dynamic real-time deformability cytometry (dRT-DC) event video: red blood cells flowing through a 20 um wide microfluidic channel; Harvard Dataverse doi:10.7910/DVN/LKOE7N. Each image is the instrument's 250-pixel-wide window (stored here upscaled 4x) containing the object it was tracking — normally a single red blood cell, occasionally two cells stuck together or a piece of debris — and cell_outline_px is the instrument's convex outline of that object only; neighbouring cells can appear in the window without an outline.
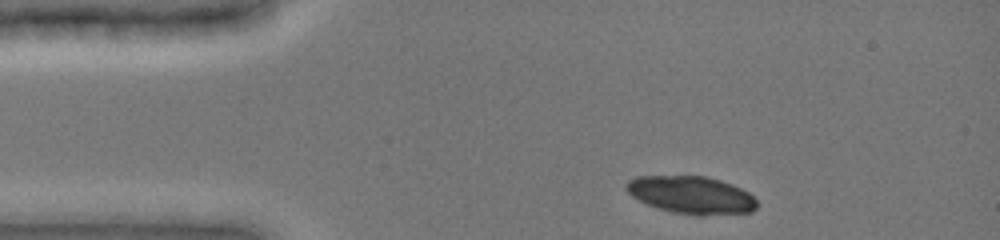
{"species": "common noctule bat (a hibernating species)", "species_latin": "Nyctalus noctula", "temperature_condition": "cold", "stored_images_in_passage": 6, "camera_frame_rate_fps": 3000, "um_per_image_px": 0.085, "animal": {"sex": "female", "body_mass_g": 19.0, "forearm_length_mm": 51.5}, "frame": {"image": 1, "passage_image": 1, "time_ms": 0.0, "image_size_px": [1000, 240], "cell_outline_px": [[756, 208], [752, 212], [704, 216], [696, 216], [672, 212], [648, 204], [632, 196], [624, 188], [624, 184], [628, 180], [636, 176], [708, 176], [732, 184], [748, 192], [756, 200]], "centroid_in_image_um": [58.76, 16.57], "position_along_channel_um": 26.2, "area_um2": 28.78}}